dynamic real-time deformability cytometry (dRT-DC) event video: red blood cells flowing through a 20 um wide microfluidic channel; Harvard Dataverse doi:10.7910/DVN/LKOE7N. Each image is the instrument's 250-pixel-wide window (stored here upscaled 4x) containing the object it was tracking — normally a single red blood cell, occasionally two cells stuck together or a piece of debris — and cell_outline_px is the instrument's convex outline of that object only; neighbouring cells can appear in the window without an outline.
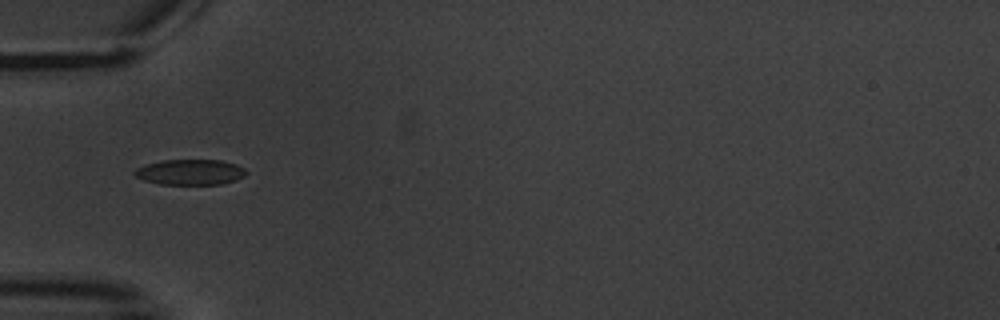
{"species": "common noctule bat (a hibernating species)", "species_latin": "Nyctalus noctula", "temperature_condition": "warm", "stored_images_in_passage": 4, "camera_frame_rate_fps": 3000, "um_per_image_px": 0.085, "animal": {"sex": "male", "body_mass_g": 20.1, "forearm_length_mm": 53.5}, "frame": {"image": 1, "passage_image": 1, "time_ms": 0.0, "image_size_px": [1000, 320], "cell_outline_px": [[248, 172], [244, 176], [236, 180], [224, 184], [160, 184], [144, 180], [136, 176], [132, 172], [136, 168], [144, 164], [164, 160], [220, 160], [236, 164], [244, 168]], "centroid_in_image_um": [16.17, 14.63], "position_along_channel_um": 68.8, "area_um2": 16.65}}
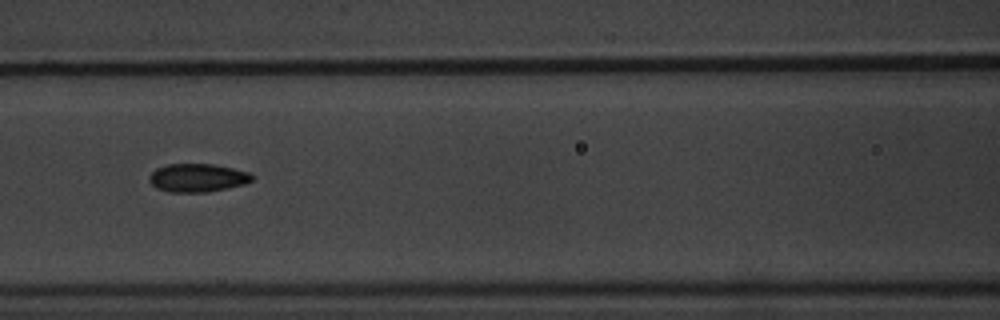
{"frame": {"image": 2, "passage_image": 3, "time_ms": 2.333, "image_size_px": [1000, 320], "cell_outline_px": [[252, 180], [244, 184], [228, 188], [208, 192], [168, 192], [156, 188], [148, 180], [148, 176], [156, 168], [168, 164], [212, 164], [232, 168], [248, 172], [252, 176]], "centroid_in_image_um": [16.74, 15.12], "position_along_channel_um": 149.9, "area_um2": 16.94}}